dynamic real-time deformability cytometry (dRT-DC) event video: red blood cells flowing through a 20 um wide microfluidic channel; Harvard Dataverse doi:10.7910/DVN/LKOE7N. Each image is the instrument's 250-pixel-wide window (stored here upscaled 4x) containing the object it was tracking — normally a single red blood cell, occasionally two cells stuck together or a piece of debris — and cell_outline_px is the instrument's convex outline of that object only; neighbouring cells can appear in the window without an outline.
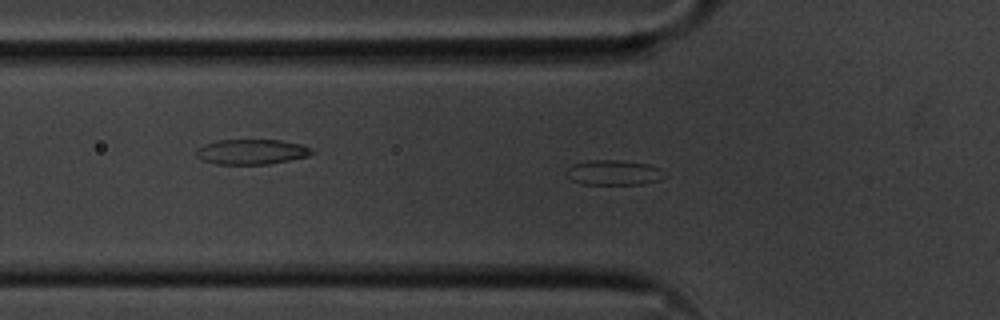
{"species": "common noctule bat (a hibernating species)", "species_latin": "Nyctalus noctula", "temperature_condition": "cold", "stored_images_in_passage": 55, "camera_frame_rate_fps": 3000, "um_per_image_px": 0.085, "animal": {"sex": "male", "body_mass_g": 20.1, "forearm_length_mm": 53.5}, "frame": {"image": 1, "passage_image": 17, "time_ms": 5.333, "image_size_px": [1000, 320], "cell_outline_px": [[668, 176], [660, 180], [644, 184], [580, 184], [572, 180], [564, 172], [572, 164], [588, 160], [624, 160], [648, 164], [660, 168]], "centroid_in_image_um": [52.19, 14.67], "position_along_channel_um": 73.6, "area_um2": 14.62}}
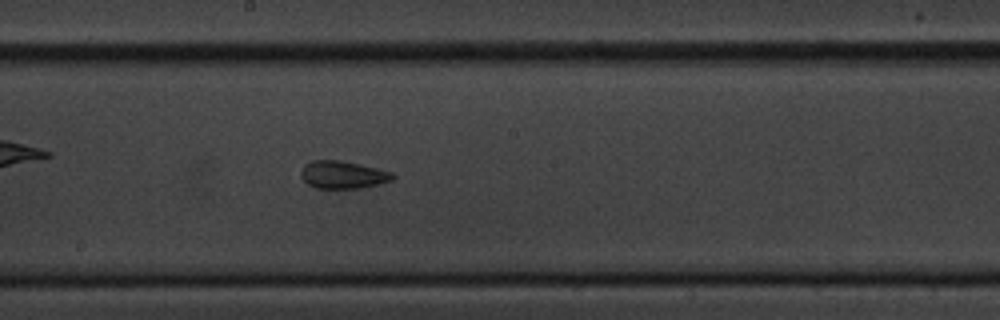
{"frame": {"image": 2, "passage_image": 29, "time_ms": 9.333, "image_size_px": [1000, 320], "cell_outline_px": [[396, 176], [392, 180], [380, 184], [360, 188], [316, 188], [308, 184], [300, 176], [300, 172], [304, 164], [312, 160], [340, 160], [360, 164], [392, 172]], "centroid_in_image_um": [29.14, 14.85], "position_along_channel_um": 219.1, "area_um2": 14.85}}
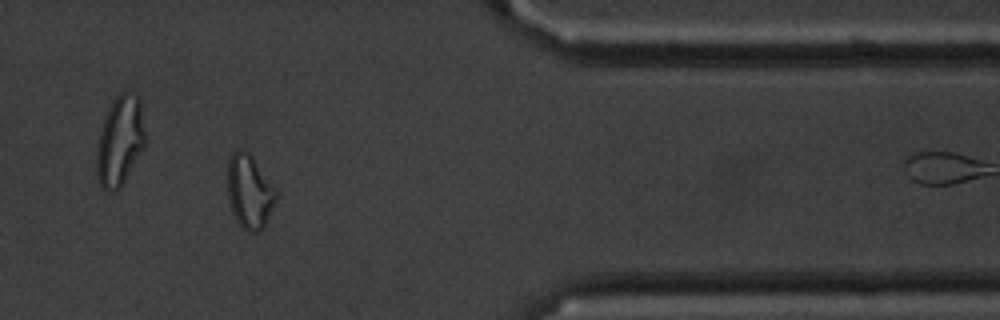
{"frame": {"image": 3, "passage_image": 45, "time_ms": 14.667, "image_size_px": [1000, 320], "cell_outline_px": [[276, 200], [264, 224], [256, 232], [248, 232], [236, 220], [232, 212], [228, 196], [228, 160], [232, 152], [236, 148], [240, 148], [248, 152], [252, 156], [276, 188]], "centroid_in_image_um": [21.19, 16.23], "position_along_channel_um": 390.2, "area_um2": 20.63}, "authors_computed_cell_mechanics": {"area_um2": 16.4152, "velocity_mm_per_s": 3.6195, "shape_relaxation_time_tau1_ms": null, "shape_relaxation_time_tau2_ms": 2.1791, "deformation_change_tau1": null, "deformation_change_tau2": 0.0775}}